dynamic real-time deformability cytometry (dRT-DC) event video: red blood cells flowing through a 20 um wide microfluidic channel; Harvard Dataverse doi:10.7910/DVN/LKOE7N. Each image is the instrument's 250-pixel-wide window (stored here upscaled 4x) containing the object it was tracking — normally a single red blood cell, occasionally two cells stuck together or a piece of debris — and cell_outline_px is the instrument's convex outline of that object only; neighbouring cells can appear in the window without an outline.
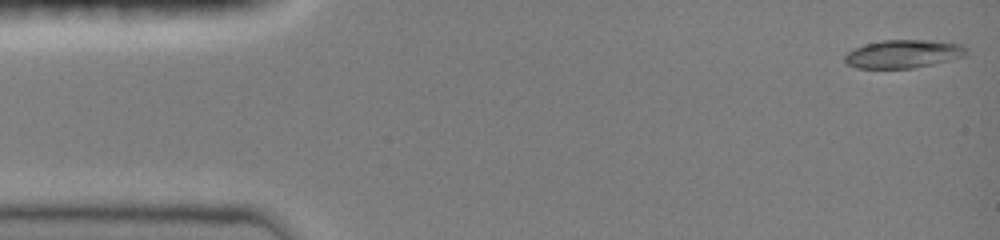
{"species": "common noctule bat (a hibernating species)", "species_latin": "Nyctalus noctula", "temperature_condition": "room temperature", "stored_images_in_passage": 4, "camera_frame_rate_fps": 3000, "um_per_image_px": 0.085, "animal": {"sex": "female", "body_mass_g": 19.0, "forearm_length_mm": 51.5}, "frame": {"image": 1, "passage_image": 1, "time_ms": 0.0, "image_size_px": [1000, 240], "cell_outline_px": [[968, 52], [964, 56], [932, 64], [912, 68], [856, 68], [848, 64], [844, 60], [844, 56], [848, 52], [864, 44], [884, 40], [928, 40], [964, 44], [968, 48]], "centroid_in_image_um": [76.81, 4.57], "position_along_channel_um": 8.2, "area_um2": 19.94}}